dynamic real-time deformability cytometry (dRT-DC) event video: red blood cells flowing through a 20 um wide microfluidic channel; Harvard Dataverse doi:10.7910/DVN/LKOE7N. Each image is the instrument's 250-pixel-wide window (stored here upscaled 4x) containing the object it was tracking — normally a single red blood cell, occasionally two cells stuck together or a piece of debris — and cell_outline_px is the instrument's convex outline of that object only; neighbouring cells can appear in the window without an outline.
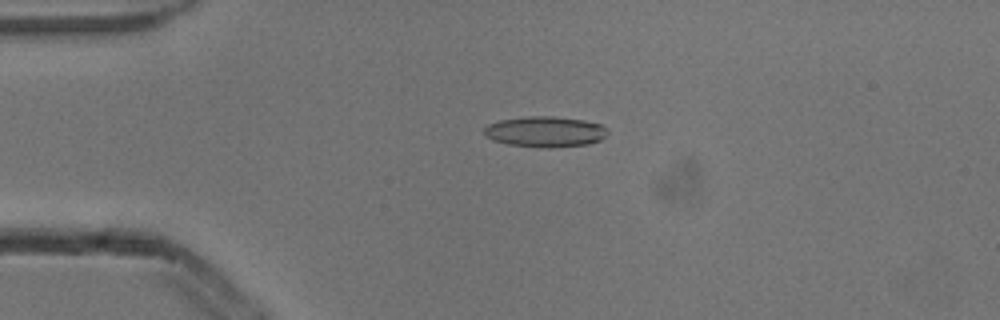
{"species": "common noctule bat (a hibernating species)", "species_latin": "Nyctalus noctula", "temperature_condition": "cold", "stored_images_in_passage": 5, "camera_frame_rate_fps": 3000, "um_per_image_px": 0.085, "animal": {"sex": "male", "body_mass_g": 13.3}, "frame": {"image": 1, "passage_image": 4, "time_ms": 1.0, "image_size_px": [1000, 320], "cell_outline_px": [[608, 132], [600, 140], [588, 144], [552, 148], [544, 148], [508, 144], [492, 140], [484, 136], [484, 128], [488, 124], [500, 120], [528, 116], [552, 116], [584, 120], [600, 124]], "centroid_in_image_um": [46.3, 11.2], "position_along_channel_um": 38.7, "area_um2": 22.08}}